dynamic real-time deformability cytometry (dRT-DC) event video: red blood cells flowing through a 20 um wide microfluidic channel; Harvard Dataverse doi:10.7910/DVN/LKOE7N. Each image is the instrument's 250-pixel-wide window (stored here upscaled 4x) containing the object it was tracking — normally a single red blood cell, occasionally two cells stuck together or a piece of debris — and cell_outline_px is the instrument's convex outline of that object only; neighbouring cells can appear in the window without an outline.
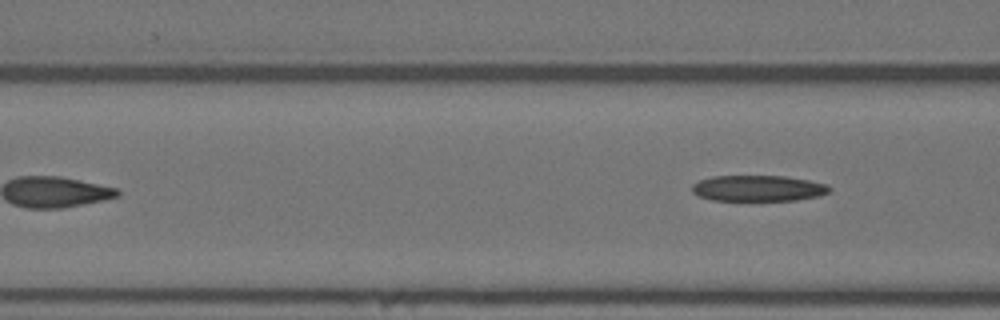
{"species": "Egyptian fruit bat (a non-hibernating species)", "species_latin": "Rousettus aegyptiacus", "temperature_condition": "warm", "stored_images_in_passage": 6, "camera_frame_rate_fps": 3000, "um_per_image_px": 0.085, "animal": {"sex": "female"}, "frame": {"image": 1, "passage_image": 6, "time_ms": 7.0, "image_size_px": [1000, 320], "cell_outline_px": [[832, 188], [828, 192], [820, 196], [796, 200], [712, 200], [700, 196], [692, 192], [692, 184], [700, 180], [712, 176], [784, 176], [808, 180], [828, 184]], "centroid_in_image_um": [64.46, 16.0], "position_along_channel_um": 102.1, "area_um2": 20.75}}